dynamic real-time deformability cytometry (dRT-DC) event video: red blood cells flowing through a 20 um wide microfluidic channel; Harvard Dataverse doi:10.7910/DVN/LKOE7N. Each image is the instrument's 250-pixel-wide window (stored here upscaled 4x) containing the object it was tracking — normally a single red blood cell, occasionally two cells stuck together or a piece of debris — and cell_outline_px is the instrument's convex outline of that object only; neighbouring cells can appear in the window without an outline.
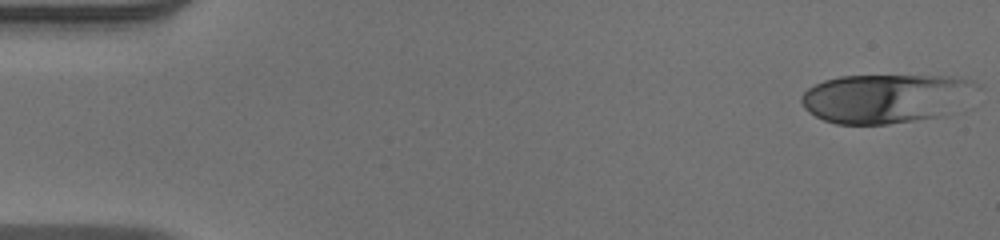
{"species": "human", "species_latin": "Homo sapiens", "temperature_condition": "warm", "stored_images_in_passage": 51, "camera_frame_rate_fps": 3000, "um_per_image_px": 0.085, "donor": {"sex": "male"}, "frame": {"image": 1, "passage_image": 1, "time_ms": 0.0, "image_size_px": [1000, 240], "cell_outline_px": [[980, 88], [944, 116], [888, 124], [836, 124], [824, 120], [808, 112], [804, 108], [800, 100], [800, 96], [808, 88], [824, 80], [840, 76], [952, 76], [972, 80]], "centroid_in_image_um": [75.27, 8.36], "position_along_channel_um": 9.7, "area_um2": 50.17}}
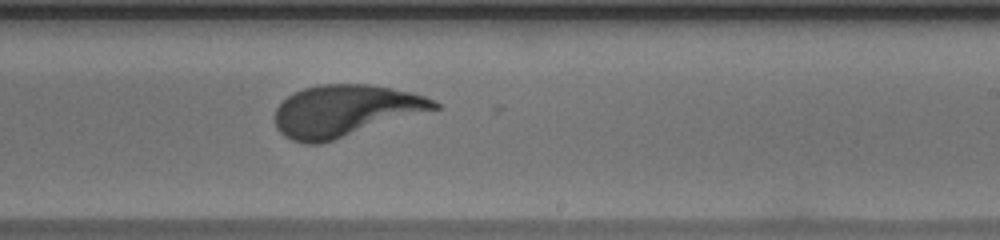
{"frame": {"image": 2, "passage_image": 31, "time_ms": 10.0, "image_size_px": [1000, 240], "cell_outline_px": [[440, 108], [320, 144], [308, 144], [292, 140], [284, 136], [276, 128], [276, 108], [288, 96], [304, 88], [320, 84], [368, 84], [392, 88], [424, 96], [440, 104]], "centroid_in_image_um": [29.32, 9.42], "position_along_channel_um": 259.7, "area_um2": 47.45}}
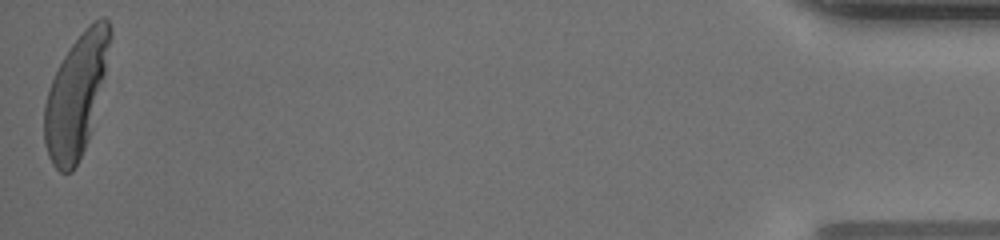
{"frame": {"image": 3, "passage_image": 51, "time_ms": 16.667, "image_size_px": [1000, 240], "cell_outline_px": [[112, 36], [104, 76], [92, 128], [88, 140], [72, 172], [60, 172], [52, 164], [48, 156], [44, 144], [44, 104], [52, 80], [64, 56], [72, 44], [88, 24], [92, 20], [100, 16], [104, 16], [108, 20], [112, 28]], "centroid_in_image_um": [6.48, 8.09], "position_along_channel_um": 428.7, "area_um2": 46.18}}